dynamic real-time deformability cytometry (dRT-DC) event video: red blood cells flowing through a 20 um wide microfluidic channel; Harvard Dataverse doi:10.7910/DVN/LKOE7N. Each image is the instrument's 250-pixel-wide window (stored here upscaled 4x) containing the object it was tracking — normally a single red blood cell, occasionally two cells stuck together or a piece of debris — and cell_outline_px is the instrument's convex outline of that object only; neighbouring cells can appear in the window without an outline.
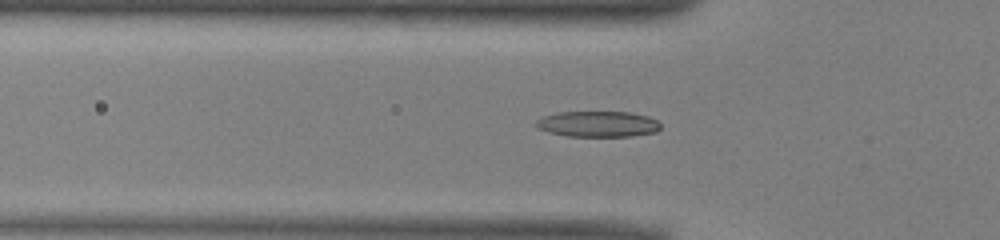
{"species": "common noctule bat (a hibernating species)", "species_latin": "Nyctalus noctula", "temperature_condition": "warm", "stored_images_in_passage": 48, "camera_frame_rate_fps": 3000, "um_per_image_px": 0.085, "animal": {"sex": "male", "body_mass_g": 13.0, "forearm_length_mm": 53.1}, "frame": {"image": 1, "passage_image": 13, "time_ms": 4.0, "image_size_px": [1000, 240], "cell_outline_px": [[660, 128], [656, 132], [632, 136], [568, 136], [548, 132], [536, 128], [532, 124], [536, 120], [544, 116], [556, 112], [628, 112], [648, 116], [656, 120], [660, 124]], "centroid_in_image_um": [50.77, 10.54], "position_along_channel_um": 75.0, "area_um2": 18.84}}
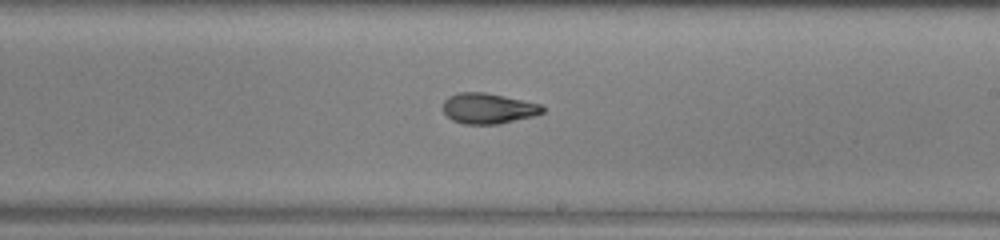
{"frame": {"image": 2, "passage_image": 26, "time_ms": 8.333, "image_size_px": [1000, 240], "cell_outline_px": [[544, 112], [536, 116], [500, 124], [464, 124], [452, 120], [444, 112], [444, 100], [448, 96], [460, 92], [484, 92], [504, 96], [540, 104], [544, 108]], "centroid_in_image_um": [41.52, 9.22], "position_along_channel_um": 247.5, "area_um2": 17.74}}
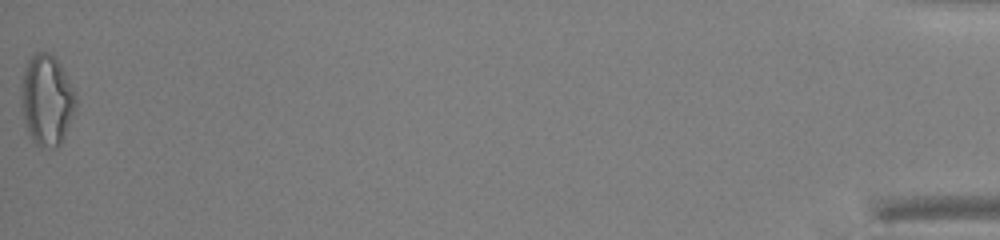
{"frame": {"image": 3, "passage_image": 48, "time_ms": 15.667, "image_size_px": [1000, 240], "cell_outline_px": [[76, 108], [64, 136], [60, 144], [56, 148], [40, 148], [32, 140], [24, 124], [20, 104], [20, 84], [24, 68], [28, 60], [36, 52], [52, 52], [60, 64], [76, 96]], "centroid_in_image_um": [3.93, 8.51], "position_along_channel_um": 431.3, "area_um2": 29.3}, "authors_computed_cell_mechanics": {"area_um2": 18.5249, "velocity_mm_per_s": 3.9753, "shape_relaxation_time_tau1_ms": 6.6614, "shape_relaxation_time_tau2_ms": 2.6712, "deformation_change_tau1": 0.2156, "deformation_change_tau2": 0.1018}}